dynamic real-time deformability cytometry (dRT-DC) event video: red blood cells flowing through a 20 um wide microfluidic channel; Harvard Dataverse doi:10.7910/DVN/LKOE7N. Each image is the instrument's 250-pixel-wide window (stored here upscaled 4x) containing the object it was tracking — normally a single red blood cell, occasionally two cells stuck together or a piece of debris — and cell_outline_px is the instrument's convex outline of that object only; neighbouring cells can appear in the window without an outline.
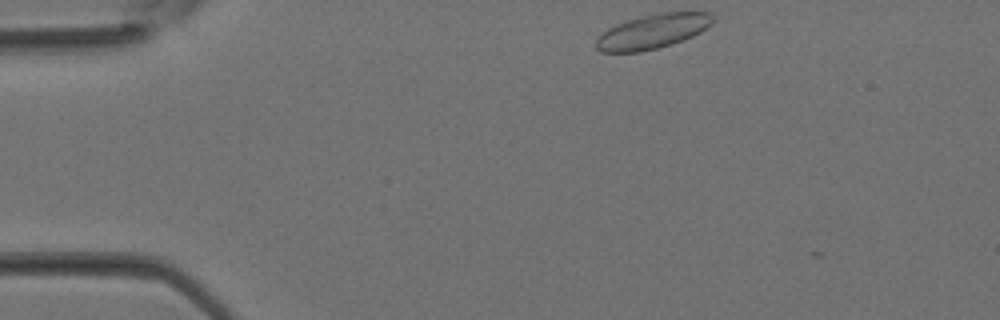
{"species": "Egyptian fruit bat (a non-hibernating species)", "species_latin": "Rousettus aegyptiacus", "temperature_condition": "room temperature", "stored_images_in_passage": 4, "camera_frame_rate_fps": 3000, "um_per_image_px": 0.085, "animal": {"sex": "female"}, "frame": {"image": 1, "passage_image": 1, "time_ms": 0.0, "image_size_px": [1000, 320], "cell_outline_px": [[716, 20], [712, 24], [700, 32], [684, 40], [672, 44], [640, 52], [600, 52], [596, 48], [596, 40], [608, 28], [616, 24], [628, 20], [660, 12], [708, 12]], "centroid_in_image_um": [55.5, 2.67], "position_along_channel_um": 29.5, "area_um2": 23.29}}